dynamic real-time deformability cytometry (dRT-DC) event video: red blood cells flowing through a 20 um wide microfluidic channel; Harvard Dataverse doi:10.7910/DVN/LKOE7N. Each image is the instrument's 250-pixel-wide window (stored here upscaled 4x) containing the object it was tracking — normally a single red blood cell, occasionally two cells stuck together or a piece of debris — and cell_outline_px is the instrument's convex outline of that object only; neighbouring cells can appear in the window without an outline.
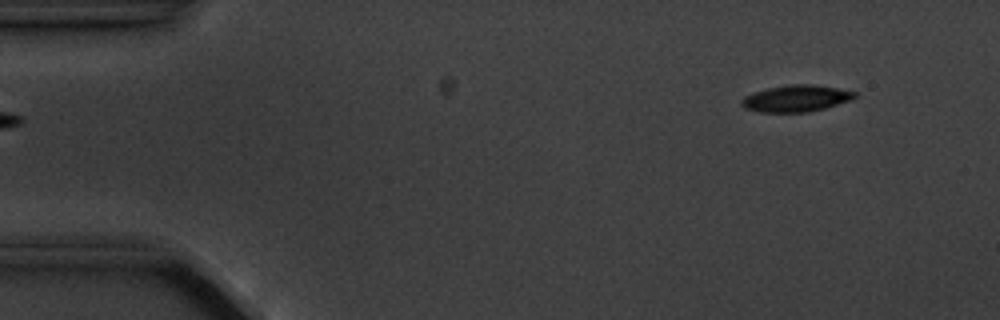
{"species": "common noctule bat (a hibernating species)", "species_latin": "Nyctalus noctula", "temperature_condition": "cold", "stored_images_in_passage": 4, "camera_frame_rate_fps": 3000, "um_per_image_px": 0.085, "animal": {"sex": "male", "body_mass_g": 20.1, "forearm_length_mm": 53.5}, "frame": {"image": 1, "passage_image": 4, "time_ms": 3.667, "image_size_px": [1000, 320], "cell_outline_px": [[856, 96], [852, 100], [824, 108], [808, 112], [760, 112], [744, 108], [740, 104], [740, 100], [744, 96], [752, 92], [768, 88], [788, 84], [812, 84], [836, 88], [856, 92]], "centroid_in_image_um": [67.63, 8.36], "position_along_channel_um": 17.4, "area_um2": 17.63}}